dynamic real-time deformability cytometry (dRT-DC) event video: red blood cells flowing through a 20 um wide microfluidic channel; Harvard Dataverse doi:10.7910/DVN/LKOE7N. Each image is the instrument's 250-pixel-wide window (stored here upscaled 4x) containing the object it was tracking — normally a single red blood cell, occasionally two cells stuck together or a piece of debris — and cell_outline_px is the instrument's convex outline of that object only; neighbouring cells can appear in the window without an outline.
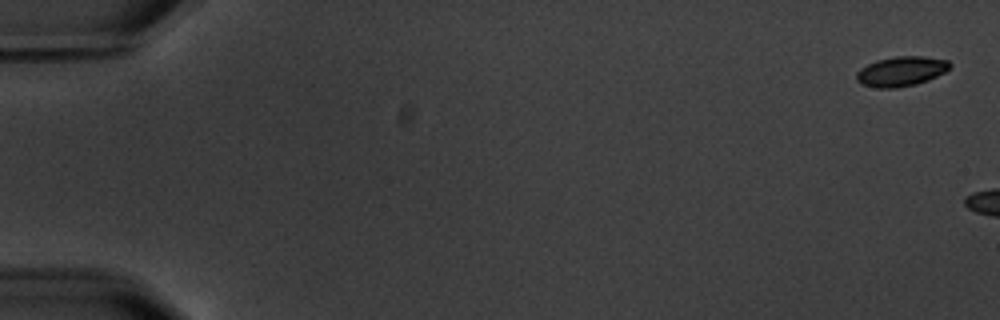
{"species": "common noctule bat (a hibernating species)", "species_latin": "Nyctalus noctula", "temperature_condition": "warm", "stored_images_in_passage": 3, "camera_frame_rate_fps": 3000, "um_per_image_px": 0.085, "animal": {"sex": "male", "body_mass_g": 20.1, "forearm_length_mm": 53.5}, "frame": {"image": 1, "passage_image": 1, "time_ms": 0.0, "image_size_px": [1000, 320], "cell_outline_px": [[952, 64], [944, 72], [928, 80], [916, 84], [896, 88], [876, 88], [860, 84], [856, 80], [856, 72], [860, 68], [876, 60], [896, 56], [924, 56], [948, 60]], "centroid_in_image_um": [76.57, 6.06], "position_along_channel_um": 8.4, "area_um2": 16.3}}